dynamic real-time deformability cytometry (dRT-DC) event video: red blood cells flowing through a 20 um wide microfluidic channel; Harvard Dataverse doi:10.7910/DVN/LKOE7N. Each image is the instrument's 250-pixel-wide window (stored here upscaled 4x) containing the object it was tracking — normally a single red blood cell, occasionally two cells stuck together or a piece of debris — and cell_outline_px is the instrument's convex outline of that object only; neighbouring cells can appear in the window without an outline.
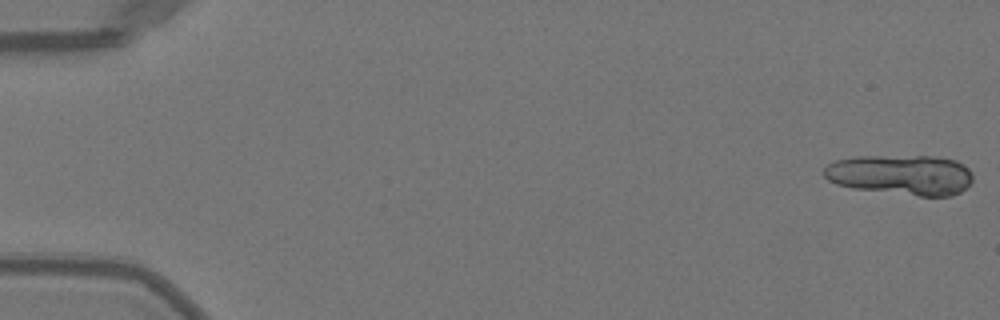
{"species": "Egyptian fruit bat (a non-hibernating species)", "species_latin": "Rousettus aegyptiacus", "temperature_condition": "warm", "stored_images_in_passage": 7, "camera_frame_rate_fps": 3000, "um_per_image_px": 0.085, "animal": {"sex": "female"}, "frame": {"image": 1, "passage_image": 1, "time_ms": 0.0, "image_size_px": [1000, 320], "cell_outline_px": [[972, 180], [960, 192], [952, 196], [920, 196], [856, 188], [836, 184], [828, 180], [824, 176], [824, 168], [828, 164], [836, 160], [856, 156], [928, 156], [956, 160], [964, 164], [972, 172]], "centroid_in_image_um": [76.59, 14.85], "position_along_channel_um": 8.4, "area_um2": 34.8}}